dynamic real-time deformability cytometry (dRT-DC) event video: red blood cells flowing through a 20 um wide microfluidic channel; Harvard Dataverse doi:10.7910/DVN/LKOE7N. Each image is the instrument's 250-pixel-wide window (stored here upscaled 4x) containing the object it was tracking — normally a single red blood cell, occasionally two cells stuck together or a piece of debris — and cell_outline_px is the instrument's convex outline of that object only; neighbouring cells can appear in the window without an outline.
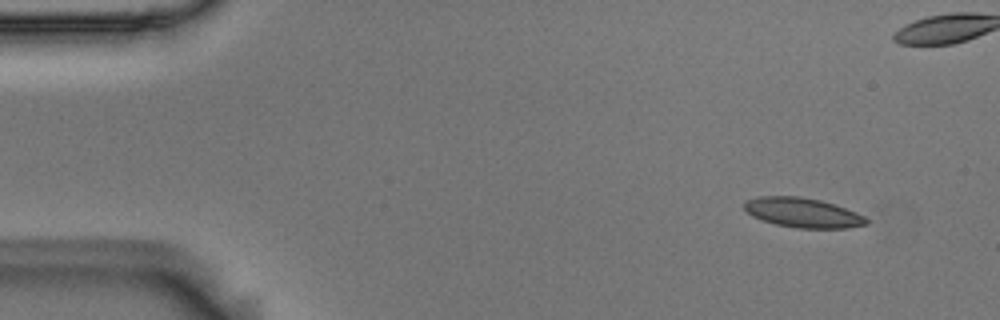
{"species": "Egyptian fruit bat (a non-hibernating species)", "species_latin": "Rousettus aegyptiacus", "temperature_condition": "room temperature", "stored_images_in_passage": 4, "segment_of_instrument_passage": [2, 2], "camera_frame_rate_fps": 3000, "um_per_image_px": 0.085, "animal": {"sex": "male"}, "frame": {"image": 1, "passage_image": 4, "time_ms": 1.0, "image_size_px": [1000, 320], "cell_outline_px": [[868, 224], [844, 228], [796, 228], [776, 224], [752, 216], [744, 208], [744, 204], [748, 200], [760, 196], [800, 196], [820, 200], [856, 212], [864, 216], [868, 220]], "centroid_in_image_um": [68.24, 18.08], "position_along_channel_um": 16.8, "area_um2": 20.81}}